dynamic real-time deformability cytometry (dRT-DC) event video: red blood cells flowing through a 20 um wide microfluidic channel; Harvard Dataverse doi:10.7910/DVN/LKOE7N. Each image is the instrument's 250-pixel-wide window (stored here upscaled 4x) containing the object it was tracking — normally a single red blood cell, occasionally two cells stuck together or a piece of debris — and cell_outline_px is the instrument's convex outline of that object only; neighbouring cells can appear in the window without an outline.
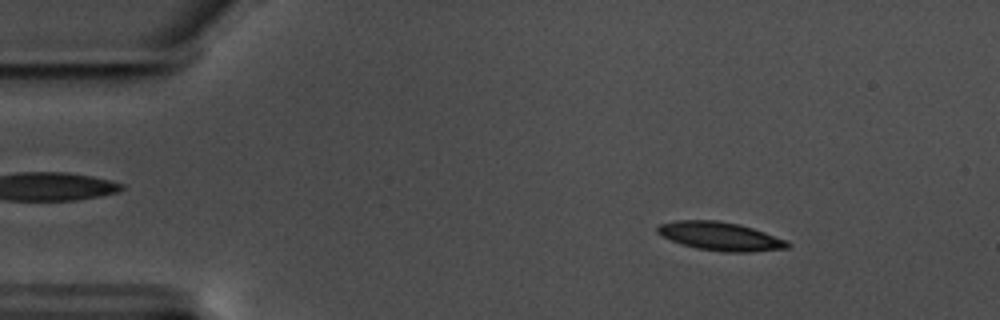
{"species": "common noctule bat (a hibernating species)", "species_latin": "Nyctalus noctula", "temperature_condition": "warm", "stored_images_in_passage": 58, "camera_frame_rate_fps": 3000, "um_per_image_px": 0.085, "animal": {"sex": "male", "body_mass_g": 17.5, "forearm_length_mm": 52.3}, "frame": {"image": 1, "passage_image": 8, "time_ms": 2.333, "image_size_px": [1000, 320], "cell_outline_px": [[792, 244], [788, 248], [752, 252], [724, 252], [696, 248], [680, 244], [660, 236], [656, 232], [656, 228], [660, 224], [676, 220], [716, 220], [740, 224], [788, 240]], "centroid_in_image_um": [61.21, 20.09], "position_along_channel_um": 23.8, "area_um2": 21.85}}
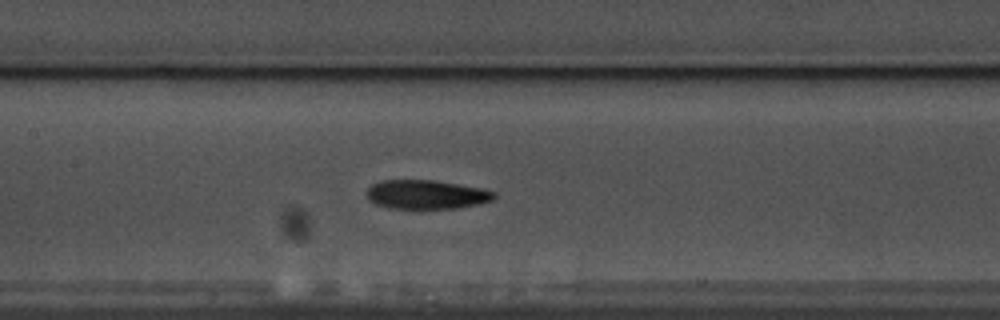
{"frame": {"image": 2, "passage_image": 27, "time_ms": 8.667, "image_size_px": [1000, 320], "cell_outline_px": [[496, 196], [492, 200], [480, 204], [456, 208], [388, 208], [376, 204], [368, 200], [368, 188], [372, 184], [380, 180], [432, 180], [480, 188], [496, 192]], "centroid_in_image_um": [36.23, 16.53], "position_along_channel_um": 171.2, "area_um2": 21.39}}
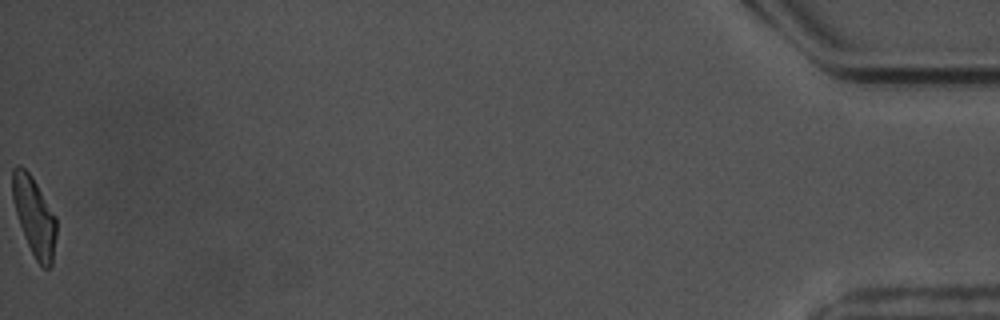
{"frame": {"image": 3, "passage_image": 58, "time_ms": 19.0, "image_size_px": [1000, 320], "cell_outline_px": [[56, 236], [52, 264], [48, 268], [44, 268], [36, 260], [24, 236], [16, 212], [12, 196], [12, 168], [16, 164], [20, 164], [32, 176], [56, 216]], "centroid_in_image_um": [2.91, 18.35], "position_along_channel_um": 432.3, "area_um2": 20.0}, "authors_computed_cell_mechanics": {"area_um2": 21.2993, "velocity_mm_per_s": 3.5274, "shape_relaxation_time_tau1_ms": 8.3782, "shape_relaxation_time_tau2_ms": 6.3854, "deformation_change_tau1": 0.2022, "deformation_change_tau2": 0.1545}}